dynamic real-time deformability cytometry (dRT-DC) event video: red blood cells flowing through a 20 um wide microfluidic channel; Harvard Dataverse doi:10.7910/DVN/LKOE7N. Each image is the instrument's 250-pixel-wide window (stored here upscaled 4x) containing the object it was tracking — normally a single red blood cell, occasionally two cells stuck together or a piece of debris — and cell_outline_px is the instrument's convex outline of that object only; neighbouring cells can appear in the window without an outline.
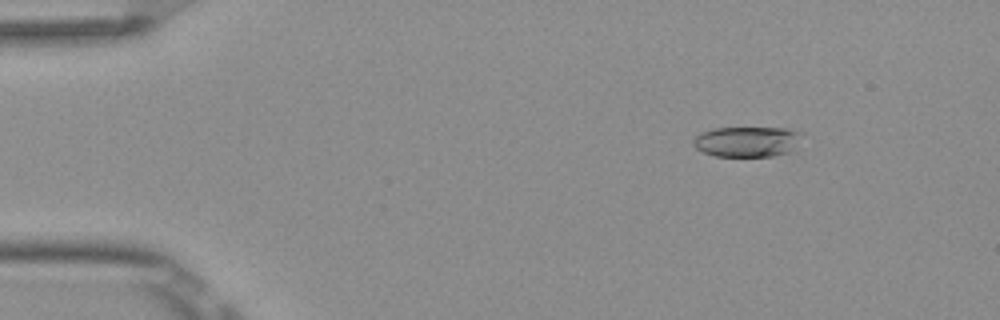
{"species": "Egyptian fruit bat (a non-hibernating species)", "species_latin": "Rousettus aegyptiacus", "temperature_condition": "room temperature", "stored_images_in_passage": 11, "camera_frame_rate_fps": 3000, "um_per_image_px": 0.085, "frame": {"image": 1, "passage_image": 7, "time_ms": 2.0, "image_size_px": [1000, 320], "cell_outline_px": [[796, 132], [788, 152], [772, 156], [716, 156], [704, 152], [696, 148], [692, 144], [692, 140], [700, 132], [712, 128], [784, 128]], "centroid_in_image_um": [63.28, 12.04], "position_along_channel_um": 21.7, "area_um2": 18.38}}